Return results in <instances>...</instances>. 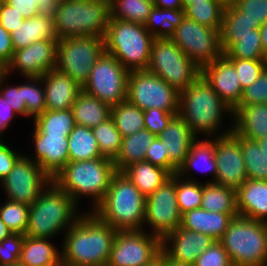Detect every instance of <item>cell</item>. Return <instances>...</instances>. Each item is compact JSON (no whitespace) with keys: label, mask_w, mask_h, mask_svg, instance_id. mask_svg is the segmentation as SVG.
Instances as JSON below:
<instances>
[{"label":"cell","mask_w":267,"mask_h":266,"mask_svg":"<svg viewBox=\"0 0 267 266\" xmlns=\"http://www.w3.org/2000/svg\"><path fill=\"white\" fill-rule=\"evenodd\" d=\"M63 266H106L117 230L102 222L93 212L80 215L66 230Z\"/></svg>","instance_id":"obj_1"},{"label":"cell","mask_w":267,"mask_h":266,"mask_svg":"<svg viewBox=\"0 0 267 266\" xmlns=\"http://www.w3.org/2000/svg\"><path fill=\"white\" fill-rule=\"evenodd\" d=\"M146 197L123 172H116L93 213L117 231L143 230Z\"/></svg>","instance_id":"obj_2"},{"label":"cell","mask_w":267,"mask_h":266,"mask_svg":"<svg viewBox=\"0 0 267 266\" xmlns=\"http://www.w3.org/2000/svg\"><path fill=\"white\" fill-rule=\"evenodd\" d=\"M52 13L57 40L104 37L111 18L110 0H59Z\"/></svg>","instance_id":"obj_3"},{"label":"cell","mask_w":267,"mask_h":266,"mask_svg":"<svg viewBox=\"0 0 267 266\" xmlns=\"http://www.w3.org/2000/svg\"><path fill=\"white\" fill-rule=\"evenodd\" d=\"M112 159L106 157L69 161L52 181L77 204L81 195L93 198L94 210L104 199L112 176L116 173Z\"/></svg>","instance_id":"obj_4"},{"label":"cell","mask_w":267,"mask_h":266,"mask_svg":"<svg viewBox=\"0 0 267 266\" xmlns=\"http://www.w3.org/2000/svg\"><path fill=\"white\" fill-rule=\"evenodd\" d=\"M75 211L74 200L51 181L30 206L25 235L49 239L61 229L68 230L79 218Z\"/></svg>","instance_id":"obj_5"},{"label":"cell","mask_w":267,"mask_h":266,"mask_svg":"<svg viewBox=\"0 0 267 266\" xmlns=\"http://www.w3.org/2000/svg\"><path fill=\"white\" fill-rule=\"evenodd\" d=\"M233 110L218 96L201 75L193 84L180 92L178 115L197 136L198 133L215 134L222 114Z\"/></svg>","instance_id":"obj_6"},{"label":"cell","mask_w":267,"mask_h":266,"mask_svg":"<svg viewBox=\"0 0 267 266\" xmlns=\"http://www.w3.org/2000/svg\"><path fill=\"white\" fill-rule=\"evenodd\" d=\"M105 52L129 71L147 70L154 37L143 24L110 18L103 37Z\"/></svg>","instance_id":"obj_7"},{"label":"cell","mask_w":267,"mask_h":266,"mask_svg":"<svg viewBox=\"0 0 267 266\" xmlns=\"http://www.w3.org/2000/svg\"><path fill=\"white\" fill-rule=\"evenodd\" d=\"M219 241L233 266H267V222L234 217Z\"/></svg>","instance_id":"obj_8"},{"label":"cell","mask_w":267,"mask_h":266,"mask_svg":"<svg viewBox=\"0 0 267 266\" xmlns=\"http://www.w3.org/2000/svg\"><path fill=\"white\" fill-rule=\"evenodd\" d=\"M147 70L179 93L201 76V69L170 38H154Z\"/></svg>","instance_id":"obj_9"},{"label":"cell","mask_w":267,"mask_h":266,"mask_svg":"<svg viewBox=\"0 0 267 266\" xmlns=\"http://www.w3.org/2000/svg\"><path fill=\"white\" fill-rule=\"evenodd\" d=\"M104 52L103 37L62 38L58 40L55 68L68 74L83 87L92 67Z\"/></svg>","instance_id":"obj_10"},{"label":"cell","mask_w":267,"mask_h":266,"mask_svg":"<svg viewBox=\"0 0 267 266\" xmlns=\"http://www.w3.org/2000/svg\"><path fill=\"white\" fill-rule=\"evenodd\" d=\"M180 93L161 77L148 70L130 71L127 101L145 111L157 108L178 113Z\"/></svg>","instance_id":"obj_11"},{"label":"cell","mask_w":267,"mask_h":266,"mask_svg":"<svg viewBox=\"0 0 267 266\" xmlns=\"http://www.w3.org/2000/svg\"><path fill=\"white\" fill-rule=\"evenodd\" d=\"M129 74L114 56L104 52L92 67L82 90L110 107L115 106L127 100Z\"/></svg>","instance_id":"obj_12"},{"label":"cell","mask_w":267,"mask_h":266,"mask_svg":"<svg viewBox=\"0 0 267 266\" xmlns=\"http://www.w3.org/2000/svg\"><path fill=\"white\" fill-rule=\"evenodd\" d=\"M170 39L201 70L222 55L220 31L185 17Z\"/></svg>","instance_id":"obj_13"},{"label":"cell","mask_w":267,"mask_h":266,"mask_svg":"<svg viewBox=\"0 0 267 266\" xmlns=\"http://www.w3.org/2000/svg\"><path fill=\"white\" fill-rule=\"evenodd\" d=\"M144 232L117 231L106 266H145L154 261L162 251V240Z\"/></svg>","instance_id":"obj_14"},{"label":"cell","mask_w":267,"mask_h":266,"mask_svg":"<svg viewBox=\"0 0 267 266\" xmlns=\"http://www.w3.org/2000/svg\"><path fill=\"white\" fill-rule=\"evenodd\" d=\"M182 214L176 197V174L146 197L144 222L153 228L152 235L163 240L180 227Z\"/></svg>","instance_id":"obj_15"},{"label":"cell","mask_w":267,"mask_h":266,"mask_svg":"<svg viewBox=\"0 0 267 266\" xmlns=\"http://www.w3.org/2000/svg\"><path fill=\"white\" fill-rule=\"evenodd\" d=\"M52 179L33 158L22 155L14 164L8 176L0 183L5 188L7 200L31 206L40 192Z\"/></svg>","instance_id":"obj_16"},{"label":"cell","mask_w":267,"mask_h":266,"mask_svg":"<svg viewBox=\"0 0 267 266\" xmlns=\"http://www.w3.org/2000/svg\"><path fill=\"white\" fill-rule=\"evenodd\" d=\"M233 128L214 139V156L217 173L215 181L207 182L237 190L246 180L245 162L238 139L231 133Z\"/></svg>","instance_id":"obj_17"},{"label":"cell","mask_w":267,"mask_h":266,"mask_svg":"<svg viewBox=\"0 0 267 266\" xmlns=\"http://www.w3.org/2000/svg\"><path fill=\"white\" fill-rule=\"evenodd\" d=\"M57 46V39H46L15 50L12 60L7 65L8 75L16 69L26 78L42 77L56 66Z\"/></svg>","instance_id":"obj_18"},{"label":"cell","mask_w":267,"mask_h":266,"mask_svg":"<svg viewBox=\"0 0 267 266\" xmlns=\"http://www.w3.org/2000/svg\"><path fill=\"white\" fill-rule=\"evenodd\" d=\"M201 75L232 110L240 104L243 89L238 73L224 55L206 65L201 70Z\"/></svg>","instance_id":"obj_19"},{"label":"cell","mask_w":267,"mask_h":266,"mask_svg":"<svg viewBox=\"0 0 267 266\" xmlns=\"http://www.w3.org/2000/svg\"><path fill=\"white\" fill-rule=\"evenodd\" d=\"M170 241L172 248L168 246ZM214 241L216 240L207 234L178 227L162 240V251L176 262L193 265Z\"/></svg>","instance_id":"obj_20"},{"label":"cell","mask_w":267,"mask_h":266,"mask_svg":"<svg viewBox=\"0 0 267 266\" xmlns=\"http://www.w3.org/2000/svg\"><path fill=\"white\" fill-rule=\"evenodd\" d=\"M33 133L34 161L52 179L69 162L68 135Z\"/></svg>","instance_id":"obj_21"},{"label":"cell","mask_w":267,"mask_h":266,"mask_svg":"<svg viewBox=\"0 0 267 266\" xmlns=\"http://www.w3.org/2000/svg\"><path fill=\"white\" fill-rule=\"evenodd\" d=\"M158 137L164 142V147L168 151L170 173L172 175L177 174L179 168L184 164L193 143L198 140L197 137L179 115H175L170 120Z\"/></svg>","instance_id":"obj_22"},{"label":"cell","mask_w":267,"mask_h":266,"mask_svg":"<svg viewBox=\"0 0 267 266\" xmlns=\"http://www.w3.org/2000/svg\"><path fill=\"white\" fill-rule=\"evenodd\" d=\"M43 83L46 110L72 109V105L82 91V87L75 80L56 68L42 76Z\"/></svg>","instance_id":"obj_23"},{"label":"cell","mask_w":267,"mask_h":266,"mask_svg":"<svg viewBox=\"0 0 267 266\" xmlns=\"http://www.w3.org/2000/svg\"><path fill=\"white\" fill-rule=\"evenodd\" d=\"M236 191L238 215L267 222V180L247 179Z\"/></svg>","instance_id":"obj_24"},{"label":"cell","mask_w":267,"mask_h":266,"mask_svg":"<svg viewBox=\"0 0 267 266\" xmlns=\"http://www.w3.org/2000/svg\"><path fill=\"white\" fill-rule=\"evenodd\" d=\"M237 216L238 213L208 212L203 208H197L182 214L180 227L207 234L219 241L230 222Z\"/></svg>","instance_id":"obj_25"},{"label":"cell","mask_w":267,"mask_h":266,"mask_svg":"<svg viewBox=\"0 0 267 266\" xmlns=\"http://www.w3.org/2000/svg\"><path fill=\"white\" fill-rule=\"evenodd\" d=\"M13 50H20L35 41L57 39L54 31L52 12H41L36 16L25 19L14 32L10 33Z\"/></svg>","instance_id":"obj_26"},{"label":"cell","mask_w":267,"mask_h":266,"mask_svg":"<svg viewBox=\"0 0 267 266\" xmlns=\"http://www.w3.org/2000/svg\"><path fill=\"white\" fill-rule=\"evenodd\" d=\"M233 117L232 128L239 135L254 141L267 137V104L238 105Z\"/></svg>","instance_id":"obj_27"},{"label":"cell","mask_w":267,"mask_h":266,"mask_svg":"<svg viewBox=\"0 0 267 266\" xmlns=\"http://www.w3.org/2000/svg\"><path fill=\"white\" fill-rule=\"evenodd\" d=\"M261 26L258 22H252L234 4L225 6L222 26L220 30V44L225 53L234 43L237 37L256 35V29Z\"/></svg>","instance_id":"obj_28"},{"label":"cell","mask_w":267,"mask_h":266,"mask_svg":"<svg viewBox=\"0 0 267 266\" xmlns=\"http://www.w3.org/2000/svg\"><path fill=\"white\" fill-rule=\"evenodd\" d=\"M145 196L153 194L172 174L148 161L133 163L122 171Z\"/></svg>","instance_id":"obj_29"},{"label":"cell","mask_w":267,"mask_h":266,"mask_svg":"<svg viewBox=\"0 0 267 266\" xmlns=\"http://www.w3.org/2000/svg\"><path fill=\"white\" fill-rule=\"evenodd\" d=\"M19 262L24 266H63L62 253L48 239L26 235Z\"/></svg>","instance_id":"obj_30"},{"label":"cell","mask_w":267,"mask_h":266,"mask_svg":"<svg viewBox=\"0 0 267 266\" xmlns=\"http://www.w3.org/2000/svg\"><path fill=\"white\" fill-rule=\"evenodd\" d=\"M76 125L89 128L97 127L111 117V107L83 90L72 105Z\"/></svg>","instance_id":"obj_31"},{"label":"cell","mask_w":267,"mask_h":266,"mask_svg":"<svg viewBox=\"0 0 267 266\" xmlns=\"http://www.w3.org/2000/svg\"><path fill=\"white\" fill-rule=\"evenodd\" d=\"M156 137L147 129L123 137L119 154L113 160L116 171L122 172L133 163L145 161L148 148Z\"/></svg>","instance_id":"obj_32"},{"label":"cell","mask_w":267,"mask_h":266,"mask_svg":"<svg viewBox=\"0 0 267 266\" xmlns=\"http://www.w3.org/2000/svg\"><path fill=\"white\" fill-rule=\"evenodd\" d=\"M69 161H84L103 157L92 129L75 125L68 135Z\"/></svg>","instance_id":"obj_33"},{"label":"cell","mask_w":267,"mask_h":266,"mask_svg":"<svg viewBox=\"0 0 267 266\" xmlns=\"http://www.w3.org/2000/svg\"><path fill=\"white\" fill-rule=\"evenodd\" d=\"M201 208L208 212L238 213L237 191L214 183L204 184Z\"/></svg>","instance_id":"obj_34"},{"label":"cell","mask_w":267,"mask_h":266,"mask_svg":"<svg viewBox=\"0 0 267 266\" xmlns=\"http://www.w3.org/2000/svg\"><path fill=\"white\" fill-rule=\"evenodd\" d=\"M196 168L201 171H210L214 176L217 173L216 159L214 156V141L204 140L195 141L187 155L184 164L179 168L177 174L183 178L184 174L189 172L191 169Z\"/></svg>","instance_id":"obj_35"},{"label":"cell","mask_w":267,"mask_h":266,"mask_svg":"<svg viewBox=\"0 0 267 266\" xmlns=\"http://www.w3.org/2000/svg\"><path fill=\"white\" fill-rule=\"evenodd\" d=\"M184 18V9H161L153 6L144 26L154 38H170Z\"/></svg>","instance_id":"obj_36"},{"label":"cell","mask_w":267,"mask_h":266,"mask_svg":"<svg viewBox=\"0 0 267 266\" xmlns=\"http://www.w3.org/2000/svg\"><path fill=\"white\" fill-rule=\"evenodd\" d=\"M33 120L39 133L49 135H69L76 125L71 109L46 110Z\"/></svg>","instance_id":"obj_37"},{"label":"cell","mask_w":267,"mask_h":266,"mask_svg":"<svg viewBox=\"0 0 267 266\" xmlns=\"http://www.w3.org/2000/svg\"><path fill=\"white\" fill-rule=\"evenodd\" d=\"M111 118L122 137L145 129L143 110L127 100L111 107Z\"/></svg>","instance_id":"obj_38"},{"label":"cell","mask_w":267,"mask_h":266,"mask_svg":"<svg viewBox=\"0 0 267 266\" xmlns=\"http://www.w3.org/2000/svg\"><path fill=\"white\" fill-rule=\"evenodd\" d=\"M225 6L218 0L192 2L184 8L185 17L217 31L221 30Z\"/></svg>","instance_id":"obj_39"},{"label":"cell","mask_w":267,"mask_h":266,"mask_svg":"<svg viewBox=\"0 0 267 266\" xmlns=\"http://www.w3.org/2000/svg\"><path fill=\"white\" fill-rule=\"evenodd\" d=\"M231 133L240 143L247 179L266 180L264 152L261 151L257 141L247 139L233 129Z\"/></svg>","instance_id":"obj_40"},{"label":"cell","mask_w":267,"mask_h":266,"mask_svg":"<svg viewBox=\"0 0 267 266\" xmlns=\"http://www.w3.org/2000/svg\"><path fill=\"white\" fill-rule=\"evenodd\" d=\"M153 6L148 0H110L111 18L144 25Z\"/></svg>","instance_id":"obj_41"},{"label":"cell","mask_w":267,"mask_h":266,"mask_svg":"<svg viewBox=\"0 0 267 266\" xmlns=\"http://www.w3.org/2000/svg\"><path fill=\"white\" fill-rule=\"evenodd\" d=\"M99 151L103 157L114 160L122 145V136L116 129L114 120L110 117L106 121L92 128Z\"/></svg>","instance_id":"obj_42"},{"label":"cell","mask_w":267,"mask_h":266,"mask_svg":"<svg viewBox=\"0 0 267 266\" xmlns=\"http://www.w3.org/2000/svg\"><path fill=\"white\" fill-rule=\"evenodd\" d=\"M183 180V181H182ZM203 184H198L192 179L181 178L176 174V197L181 214L187 211L201 208Z\"/></svg>","instance_id":"obj_43"},{"label":"cell","mask_w":267,"mask_h":266,"mask_svg":"<svg viewBox=\"0 0 267 266\" xmlns=\"http://www.w3.org/2000/svg\"><path fill=\"white\" fill-rule=\"evenodd\" d=\"M223 55L227 59H265L266 55L261 44L260 29H256V35L237 37V42Z\"/></svg>","instance_id":"obj_44"},{"label":"cell","mask_w":267,"mask_h":266,"mask_svg":"<svg viewBox=\"0 0 267 266\" xmlns=\"http://www.w3.org/2000/svg\"><path fill=\"white\" fill-rule=\"evenodd\" d=\"M30 206L6 200L0 207V219L12 233L25 235Z\"/></svg>","instance_id":"obj_45"},{"label":"cell","mask_w":267,"mask_h":266,"mask_svg":"<svg viewBox=\"0 0 267 266\" xmlns=\"http://www.w3.org/2000/svg\"><path fill=\"white\" fill-rule=\"evenodd\" d=\"M26 79H29V82L27 81V84H23V96L26 104L27 117L33 115V118H35L46 111L44 88L42 89L40 85H38L42 82V77H29Z\"/></svg>","instance_id":"obj_46"},{"label":"cell","mask_w":267,"mask_h":266,"mask_svg":"<svg viewBox=\"0 0 267 266\" xmlns=\"http://www.w3.org/2000/svg\"><path fill=\"white\" fill-rule=\"evenodd\" d=\"M236 68L242 89L251 85L266 69L265 59H228Z\"/></svg>","instance_id":"obj_47"},{"label":"cell","mask_w":267,"mask_h":266,"mask_svg":"<svg viewBox=\"0 0 267 266\" xmlns=\"http://www.w3.org/2000/svg\"><path fill=\"white\" fill-rule=\"evenodd\" d=\"M24 237L20 233H11L0 242V266L19 261Z\"/></svg>","instance_id":"obj_48"},{"label":"cell","mask_w":267,"mask_h":266,"mask_svg":"<svg viewBox=\"0 0 267 266\" xmlns=\"http://www.w3.org/2000/svg\"><path fill=\"white\" fill-rule=\"evenodd\" d=\"M193 266H233L227 252L220 241L203 251L196 259Z\"/></svg>","instance_id":"obj_49"},{"label":"cell","mask_w":267,"mask_h":266,"mask_svg":"<svg viewBox=\"0 0 267 266\" xmlns=\"http://www.w3.org/2000/svg\"><path fill=\"white\" fill-rule=\"evenodd\" d=\"M267 104V69L251 85L243 89L239 105Z\"/></svg>","instance_id":"obj_50"},{"label":"cell","mask_w":267,"mask_h":266,"mask_svg":"<svg viewBox=\"0 0 267 266\" xmlns=\"http://www.w3.org/2000/svg\"><path fill=\"white\" fill-rule=\"evenodd\" d=\"M234 5L244 17L262 26L267 21V0H237Z\"/></svg>","instance_id":"obj_51"},{"label":"cell","mask_w":267,"mask_h":266,"mask_svg":"<svg viewBox=\"0 0 267 266\" xmlns=\"http://www.w3.org/2000/svg\"><path fill=\"white\" fill-rule=\"evenodd\" d=\"M145 129L158 136L168 125L170 120L178 113H169L157 108L143 111Z\"/></svg>","instance_id":"obj_52"},{"label":"cell","mask_w":267,"mask_h":266,"mask_svg":"<svg viewBox=\"0 0 267 266\" xmlns=\"http://www.w3.org/2000/svg\"><path fill=\"white\" fill-rule=\"evenodd\" d=\"M2 83L3 81L0 83V88L3 86ZM0 90V93L7 101V104L12 107L13 111L16 114L27 117L26 104L23 96V85L17 87L8 86Z\"/></svg>","instance_id":"obj_53"},{"label":"cell","mask_w":267,"mask_h":266,"mask_svg":"<svg viewBox=\"0 0 267 266\" xmlns=\"http://www.w3.org/2000/svg\"><path fill=\"white\" fill-rule=\"evenodd\" d=\"M145 161L151 164L167 169L170 172V160L168 157V151L164 147V142L157 136L152 144L149 146L145 156Z\"/></svg>","instance_id":"obj_54"},{"label":"cell","mask_w":267,"mask_h":266,"mask_svg":"<svg viewBox=\"0 0 267 266\" xmlns=\"http://www.w3.org/2000/svg\"><path fill=\"white\" fill-rule=\"evenodd\" d=\"M25 18L12 7L7 5L4 1L0 6V25L11 33L21 24Z\"/></svg>","instance_id":"obj_55"},{"label":"cell","mask_w":267,"mask_h":266,"mask_svg":"<svg viewBox=\"0 0 267 266\" xmlns=\"http://www.w3.org/2000/svg\"><path fill=\"white\" fill-rule=\"evenodd\" d=\"M20 157V153L13 151L2 141L0 142V182L8 176Z\"/></svg>","instance_id":"obj_56"},{"label":"cell","mask_w":267,"mask_h":266,"mask_svg":"<svg viewBox=\"0 0 267 266\" xmlns=\"http://www.w3.org/2000/svg\"><path fill=\"white\" fill-rule=\"evenodd\" d=\"M14 11L20 13L25 19L40 14L42 11L36 0H3Z\"/></svg>","instance_id":"obj_57"},{"label":"cell","mask_w":267,"mask_h":266,"mask_svg":"<svg viewBox=\"0 0 267 266\" xmlns=\"http://www.w3.org/2000/svg\"><path fill=\"white\" fill-rule=\"evenodd\" d=\"M13 53L10 33L0 25V60L8 65L12 60Z\"/></svg>","instance_id":"obj_58"},{"label":"cell","mask_w":267,"mask_h":266,"mask_svg":"<svg viewBox=\"0 0 267 266\" xmlns=\"http://www.w3.org/2000/svg\"><path fill=\"white\" fill-rule=\"evenodd\" d=\"M16 114L12 107L7 104V101L0 93V121L4 123L6 127L9 126L10 120Z\"/></svg>","instance_id":"obj_59"},{"label":"cell","mask_w":267,"mask_h":266,"mask_svg":"<svg viewBox=\"0 0 267 266\" xmlns=\"http://www.w3.org/2000/svg\"><path fill=\"white\" fill-rule=\"evenodd\" d=\"M153 4L161 9H184L181 0H155Z\"/></svg>","instance_id":"obj_60"},{"label":"cell","mask_w":267,"mask_h":266,"mask_svg":"<svg viewBox=\"0 0 267 266\" xmlns=\"http://www.w3.org/2000/svg\"><path fill=\"white\" fill-rule=\"evenodd\" d=\"M59 0H36L42 12H52Z\"/></svg>","instance_id":"obj_61"},{"label":"cell","mask_w":267,"mask_h":266,"mask_svg":"<svg viewBox=\"0 0 267 266\" xmlns=\"http://www.w3.org/2000/svg\"><path fill=\"white\" fill-rule=\"evenodd\" d=\"M261 36V44L265 55L267 54V21L259 28Z\"/></svg>","instance_id":"obj_62"},{"label":"cell","mask_w":267,"mask_h":266,"mask_svg":"<svg viewBox=\"0 0 267 266\" xmlns=\"http://www.w3.org/2000/svg\"><path fill=\"white\" fill-rule=\"evenodd\" d=\"M261 151L264 152V160H265V173H266V180H267V137L256 140Z\"/></svg>","instance_id":"obj_63"},{"label":"cell","mask_w":267,"mask_h":266,"mask_svg":"<svg viewBox=\"0 0 267 266\" xmlns=\"http://www.w3.org/2000/svg\"><path fill=\"white\" fill-rule=\"evenodd\" d=\"M164 265L165 266H193L192 264L176 262L170 259L165 253H164Z\"/></svg>","instance_id":"obj_64"},{"label":"cell","mask_w":267,"mask_h":266,"mask_svg":"<svg viewBox=\"0 0 267 266\" xmlns=\"http://www.w3.org/2000/svg\"><path fill=\"white\" fill-rule=\"evenodd\" d=\"M12 232L7 228L5 223L0 219V242L8 237Z\"/></svg>","instance_id":"obj_65"},{"label":"cell","mask_w":267,"mask_h":266,"mask_svg":"<svg viewBox=\"0 0 267 266\" xmlns=\"http://www.w3.org/2000/svg\"><path fill=\"white\" fill-rule=\"evenodd\" d=\"M8 76V66L0 60V83Z\"/></svg>","instance_id":"obj_66"},{"label":"cell","mask_w":267,"mask_h":266,"mask_svg":"<svg viewBox=\"0 0 267 266\" xmlns=\"http://www.w3.org/2000/svg\"><path fill=\"white\" fill-rule=\"evenodd\" d=\"M145 266H165L164 265V252L161 251L160 255L151 263L145 265Z\"/></svg>","instance_id":"obj_67"},{"label":"cell","mask_w":267,"mask_h":266,"mask_svg":"<svg viewBox=\"0 0 267 266\" xmlns=\"http://www.w3.org/2000/svg\"><path fill=\"white\" fill-rule=\"evenodd\" d=\"M200 2L205 0H181L183 7L185 8L187 5L192 4V2Z\"/></svg>","instance_id":"obj_68"},{"label":"cell","mask_w":267,"mask_h":266,"mask_svg":"<svg viewBox=\"0 0 267 266\" xmlns=\"http://www.w3.org/2000/svg\"><path fill=\"white\" fill-rule=\"evenodd\" d=\"M218 1L221 2L224 6H227L234 4L237 0H218Z\"/></svg>","instance_id":"obj_69"},{"label":"cell","mask_w":267,"mask_h":266,"mask_svg":"<svg viewBox=\"0 0 267 266\" xmlns=\"http://www.w3.org/2000/svg\"><path fill=\"white\" fill-rule=\"evenodd\" d=\"M7 127L4 125L2 121H0V136L2 135V131H4ZM1 137H0V142H1Z\"/></svg>","instance_id":"obj_70"},{"label":"cell","mask_w":267,"mask_h":266,"mask_svg":"<svg viewBox=\"0 0 267 266\" xmlns=\"http://www.w3.org/2000/svg\"><path fill=\"white\" fill-rule=\"evenodd\" d=\"M4 266H24L23 264H21L19 261L10 265H4Z\"/></svg>","instance_id":"obj_71"},{"label":"cell","mask_w":267,"mask_h":266,"mask_svg":"<svg viewBox=\"0 0 267 266\" xmlns=\"http://www.w3.org/2000/svg\"><path fill=\"white\" fill-rule=\"evenodd\" d=\"M265 63H266V69H267V54L265 56Z\"/></svg>","instance_id":"obj_72"}]
</instances>
